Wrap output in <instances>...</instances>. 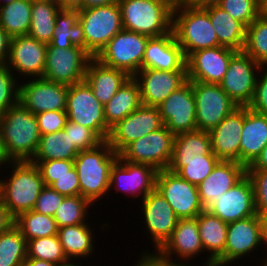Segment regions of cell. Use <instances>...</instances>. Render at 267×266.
<instances>
[{
	"mask_svg": "<svg viewBox=\"0 0 267 266\" xmlns=\"http://www.w3.org/2000/svg\"><path fill=\"white\" fill-rule=\"evenodd\" d=\"M47 46L29 35L12 37L6 65L18 79L43 77Z\"/></svg>",
	"mask_w": 267,
	"mask_h": 266,
	"instance_id": "20",
	"label": "cell"
},
{
	"mask_svg": "<svg viewBox=\"0 0 267 266\" xmlns=\"http://www.w3.org/2000/svg\"><path fill=\"white\" fill-rule=\"evenodd\" d=\"M149 36L128 30L117 33L95 57L101 64L125 71L133 77L142 69Z\"/></svg>",
	"mask_w": 267,
	"mask_h": 266,
	"instance_id": "7",
	"label": "cell"
},
{
	"mask_svg": "<svg viewBox=\"0 0 267 266\" xmlns=\"http://www.w3.org/2000/svg\"><path fill=\"white\" fill-rule=\"evenodd\" d=\"M197 130L211 131L239 106L219 84L192 81Z\"/></svg>",
	"mask_w": 267,
	"mask_h": 266,
	"instance_id": "11",
	"label": "cell"
},
{
	"mask_svg": "<svg viewBox=\"0 0 267 266\" xmlns=\"http://www.w3.org/2000/svg\"><path fill=\"white\" fill-rule=\"evenodd\" d=\"M261 67L249 55L238 51L219 85L239 107H247L253 99Z\"/></svg>",
	"mask_w": 267,
	"mask_h": 266,
	"instance_id": "13",
	"label": "cell"
},
{
	"mask_svg": "<svg viewBox=\"0 0 267 266\" xmlns=\"http://www.w3.org/2000/svg\"><path fill=\"white\" fill-rule=\"evenodd\" d=\"M123 29L158 37L172 31L171 0H118Z\"/></svg>",
	"mask_w": 267,
	"mask_h": 266,
	"instance_id": "4",
	"label": "cell"
},
{
	"mask_svg": "<svg viewBox=\"0 0 267 266\" xmlns=\"http://www.w3.org/2000/svg\"><path fill=\"white\" fill-rule=\"evenodd\" d=\"M142 105L139 83L130 77L104 105V119L111 129Z\"/></svg>",
	"mask_w": 267,
	"mask_h": 266,
	"instance_id": "31",
	"label": "cell"
},
{
	"mask_svg": "<svg viewBox=\"0 0 267 266\" xmlns=\"http://www.w3.org/2000/svg\"><path fill=\"white\" fill-rule=\"evenodd\" d=\"M89 224L83 223L58 228V237L68 260H76L77 258L83 260L95 252L93 249L96 238L94 229Z\"/></svg>",
	"mask_w": 267,
	"mask_h": 266,
	"instance_id": "33",
	"label": "cell"
},
{
	"mask_svg": "<svg viewBox=\"0 0 267 266\" xmlns=\"http://www.w3.org/2000/svg\"><path fill=\"white\" fill-rule=\"evenodd\" d=\"M9 161L7 160L4 147H3V142H2V137H1V132H0V165L4 166L8 163Z\"/></svg>",
	"mask_w": 267,
	"mask_h": 266,
	"instance_id": "63",
	"label": "cell"
},
{
	"mask_svg": "<svg viewBox=\"0 0 267 266\" xmlns=\"http://www.w3.org/2000/svg\"><path fill=\"white\" fill-rule=\"evenodd\" d=\"M141 202V218L154 245L156 253L171 236L179 218L167 200L156 189L146 195ZM147 228V229H146ZM152 237V238H151Z\"/></svg>",
	"mask_w": 267,
	"mask_h": 266,
	"instance_id": "19",
	"label": "cell"
},
{
	"mask_svg": "<svg viewBox=\"0 0 267 266\" xmlns=\"http://www.w3.org/2000/svg\"><path fill=\"white\" fill-rule=\"evenodd\" d=\"M157 172L149 165L131 163L118 157L110 171L109 192L114 188L117 193L121 191L129 198L142 200L155 189Z\"/></svg>",
	"mask_w": 267,
	"mask_h": 266,
	"instance_id": "18",
	"label": "cell"
},
{
	"mask_svg": "<svg viewBox=\"0 0 267 266\" xmlns=\"http://www.w3.org/2000/svg\"><path fill=\"white\" fill-rule=\"evenodd\" d=\"M14 225L29 241L36 238L58 235V226L53 216L34 210L26 211L14 218Z\"/></svg>",
	"mask_w": 267,
	"mask_h": 266,
	"instance_id": "40",
	"label": "cell"
},
{
	"mask_svg": "<svg viewBox=\"0 0 267 266\" xmlns=\"http://www.w3.org/2000/svg\"><path fill=\"white\" fill-rule=\"evenodd\" d=\"M259 225H260V235L261 242L264 248H267V212L258 214ZM265 245V246H264ZM267 250V249H266ZM262 261V266H267V255L264 257Z\"/></svg>",
	"mask_w": 267,
	"mask_h": 266,
	"instance_id": "57",
	"label": "cell"
},
{
	"mask_svg": "<svg viewBox=\"0 0 267 266\" xmlns=\"http://www.w3.org/2000/svg\"><path fill=\"white\" fill-rule=\"evenodd\" d=\"M174 4L180 3L182 0H171Z\"/></svg>",
	"mask_w": 267,
	"mask_h": 266,
	"instance_id": "68",
	"label": "cell"
},
{
	"mask_svg": "<svg viewBox=\"0 0 267 266\" xmlns=\"http://www.w3.org/2000/svg\"><path fill=\"white\" fill-rule=\"evenodd\" d=\"M115 2H118V0H84L83 5L79 9L106 6Z\"/></svg>",
	"mask_w": 267,
	"mask_h": 266,
	"instance_id": "60",
	"label": "cell"
},
{
	"mask_svg": "<svg viewBox=\"0 0 267 266\" xmlns=\"http://www.w3.org/2000/svg\"><path fill=\"white\" fill-rule=\"evenodd\" d=\"M118 157L119 154L107 141L91 150L79 151L74 159V167L82 197L94 204L97 200L108 196L110 171Z\"/></svg>",
	"mask_w": 267,
	"mask_h": 266,
	"instance_id": "3",
	"label": "cell"
},
{
	"mask_svg": "<svg viewBox=\"0 0 267 266\" xmlns=\"http://www.w3.org/2000/svg\"><path fill=\"white\" fill-rule=\"evenodd\" d=\"M262 247L258 214L228 224L224 266L249 256ZM236 260V261H235Z\"/></svg>",
	"mask_w": 267,
	"mask_h": 266,
	"instance_id": "24",
	"label": "cell"
},
{
	"mask_svg": "<svg viewBox=\"0 0 267 266\" xmlns=\"http://www.w3.org/2000/svg\"><path fill=\"white\" fill-rule=\"evenodd\" d=\"M23 266H57L52 262L39 260L35 258H27Z\"/></svg>",
	"mask_w": 267,
	"mask_h": 266,
	"instance_id": "62",
	"label": "cell"
},
{
	"mask_svg": "<svg viewBox=\"0 0 267 266\" xmlns=\"http://www.w3.org/2000/svg\"><path fill=\"white\" fill-rule=\"evenodd\" d=\"M27 258L49 261L57 266L68 261L58 235L27 241Z\"/></svg>",
	"mask_w": 267,
	"mask_h": 266,
	"instance_id": "44",
	"label": "cell"
},
{
	"mask_svg": "<svg viewBox=\"0 0 267 266\" xmlns=\"http://www.w3.org/2000/svg\"><path fill=\"white\" fill-rule=\"evenodd\" d=\"M39 131L41 135H46L63 130L68 122L65 111H45L36 114Z\"/></svg>",
	"mask_w": 267,
	"mask_h": 266,
	"instance_id": "50",
	"label": "cell"
},
{
	"mask_svg": "<svg viewBox=\"0 0 267 266\" xmlns=\"http://www.w3.org/2000/svg\"><path fill=\"white\" fill-rule=\"evenodd\" d=\"M0 132L9 162L32 160L41 136L35 114L17 102L0 115Z\"/></svg>",
	"mask_w": 267,
	"mask_h": 266,
	"instance_id": "1",
	"label": "cell"
},
{
	"mask_svg": "<svg viewBox=\"0 0 267 266\" xmlns=\"http://www.w3.org/2000/svg\"><path fill=\"white\" fill-rule=\"evenodd\" d=\"M240 142V163L251 165L267 145V115L245 107V117Z\"/></svg>",
	"mask_w": 267,
	"mask_h": 266,
	"instance_id": "29",
	"label": "cell"
},
{
	"mask_svg": "<svg viewBox=\"0 0 267 266\" xmlns=\"http://www.w3.org/2000/svg\"><path fill=\"white\" fill-rule=\"evenodd\" d=\"M244 53L267 66V17L261 13L246 29Z\"/></svg>",
	"mask_w": 267,
	"mask_h": 266,
	"instance_id": "42",
	"label": "cell"
},
{
	"mask_svg": "<svg viewBox=\"0 0 267 266\" xmlns=\"http://www.w3.org/2000/svg\"><path fill=\"white\" fill-rule=\"evenodd\" d=\"M64 198V195L59 194L50 186H45L42 189L33 210L44 215L54 216L55 211Z\"/></svg>",
	"mask_w": 267,
	"mask_h": 266,
	"instance_id": "51",
	"label": "cell"
},
{
	"mask_svg": "<svg viewBox=\"0 0 267 266\" xmlns=\"http://www.w3.org/2000/svg\"><path fill=\"white\" fill-rule=\"evenodd\" d=\"M244 117L245 107H238L209 131L212 152L221 161L240 163V142Z\"/></svg>",
	"mask_w": 267,
	"mask_h": 266,
	"instance_id": "25",
	"label": "cell"
},
{
	"mask_svg": "<svg viewBox=\"0 0 267 266\" xmlns=\"http://www.w3.org/2000/svg\"><path fill=\"white\" fill-rule=\"evenodd\" d=\"M247 173V167L235 161H220L211 174L198 186L199 198L207 209L217 198L223 196Z\"/></svg>",
	"mask_w": 267,
	"mask_h": 266,
	"instance_id": "27",
	"label": "cell"
},
{
	"mask_svg": "<svg viewBox=\"0 0 267 266\" xmlns=\"http://www.w3.org/2000/svg\"><path fill=\"white\" fill-rule=\"evenodd\" d=\"M31 10L32 0H18L0 6V26L11 38L28 35Z\"/></svg>",
	"mask_w": 267,
	"mask_h": 266,
	"instance_id": "37",
	"label": "cell"
},
{
	"mask_svg": "<svg viewBox=\"0 0 267 266\" xmlns=\"http://www.w3.org/2000/svg\"><path fill=\"white\" fill-rule=\"evenodd\" d=\"M15 1H18V0H0V6L9 4L11 2H15Z\"/></svg>",
	"mask_w": 267,
	"mask_h": 266,
	"instance_id": "65",
	"label": "cell"
},
{
	"mask_svg": "<svg viewBox=\"0 0 267 266\" xmlns=\"http://www.w3.org/2000/svg\"><path fill=\"white\" fill-rule=\"evenodd\" d=\"M140 256L139 260L133 266H171L163 261L156 253H151L149 250H143Z\"/></svg>",
	"mask_w": 267,
	"mask_h": 266,
	"instance_id": "54",
	"label": "cell"
},
{
	"mask_svg": "<svg viewBox=\"0 0 267 266\" xmlns=\"http://www.w3.org/2000/svg\"><path fill=\"white\" fill-rule=\"evenodd\" d=\"M203 9L209 14L219 44L236 51H242L245 44L247 27L231 17L218 5L208 6Z\"/></svg>",
	"mask_w": 267,
	"mask_h": 266,
	"instance_id": "32",
	"label": "cell"
},
{
	"mask_svg": "<svg viewBox=\"0 0 267 266\" xmlns=\"http://www.w3.org/2000/svg\"><path fill=\"white\" fill-rule=\"evenodd\" d=\"M6 64H0V115L19 102V81Z\"/></svg>",
	"mask_w": 267,
	"mask_h": 266,
	"instance_id": "46",
	"label": "cell"
},
{
	"mask_svg": "<svg viewBox=\"0 0 267 266\" xmlns=\"http://www.w3.org/2000/svg\"><path fill=\"white\" fill-rule=\"evenodd\" d=\"M79 19V9H61L56 16L51 45L59 48L78 46L85 49V35Z\"/></svg>",
	"mask_w": 267,
	"mask_h": 266,
	"instance_id": "34",
	"label": "cell"
},
{
	"mask_svg": "<svg viewBox=\"0 0 267 266\" xmlns=\"http://www.w3.org/2000/svg\"><path fill=\"white\" fill-rule=\"evenodd\" d=\"M206 210L227 224L256 215L253 186L246 174Z\"/></svg>",
	"mask_w": 267,
	"mask_h": 266,
	"instance_id": "22",
	"label": "cell"
},
{
	"mask_svg": "<svg viewBox=\"0 0 267 266\" xmlns=\"http://www.w3.org/2000/svg\"><path fill=\"white\" fill-rule=\"evenodd\" d=\"M79 151L64 130L41 135L37 150L30 162L47 160H74Z\"/></svg>",
	"mask_w": 267,
	"mask_h": 266,
	"instance_id": "36",
	"label": "cell"
},
{
	"mask_svg": "<svg viewBox=\"0 0 267 266\" xmlns=\"http://www.w3.org/2000/svg\"><path fill=\"white\" fill-rule=\"evenodd\" d=\"M237 52L225 46H216L191 53L186 58L188 80L220 84L231 58Z\"/></svg>",
	"mask_w": 267,
	"mask_h": 266,
	"instance_id": "21",
	"label": "cell"
},
{
	"mask_svg": "<svg viewBox=\"0 0 267 266\" xmlns=\"http://www.w3.org/2000/svg\"><path fill=\"white\" fill-rule=\"evenodd\" d=\"M157 107L163 124L172 134L197 130L192 81L187 80Z\"/></svg>",
	"mask_w": 267,
	"mask_h": 266,
	"instance_id": "17",
	"label": "cell"
},
{
	"mask_svg": "<svg viewBox=\"0 0 267 266\" xmlns=\"http://www.w3.org/2000/svg\"><path fill=\"white\" fill-rule=\"evenodd\" d=\"M27 259V240L13 224L0 233V266H23Z\"/></svg>",
	"mask_w": 267,
	"mask_h": 266,
	"instance_id": "41",
	"label": "cell"
},
{
	"mask_svg": "<svg viewBox=\"0 0 267 266\" xmlns=\"http://www.w3.org/2000/svg\"><path fill=\"white\" fill-rule=\"evenodd\" d=\"M247 169H263L267 171V145L263 148L258 158Z\"/></svg>",
	"mask_w": 267,
	"mask_h": 266,
	"instance_id": "59",
	"label": "cell"
},
{
	"mask_svg": "<svg viewBox=\"0 0 267 266\" xmlns=\"http://www.w3.org/2000/svg\"><path fill=\"white\" fill-rule=\"evenodd\" d=\"M93 204L81 195L68 196L63 199L54 214L58 228L69 225L89 223L88 212Z\"/></svg>",
	"mask_w": 267,
	"mask_h": 266,
	"instance_id": "43",
	"label": "cell"
},
{
	"mask_svg": "<svg viewBox=\"0 0 267 266\" xmlns=\"http://www.w3.org/2000/svg\"><path fill=\"white\" fill-rule=\"evenodd\" d=\"M65 112L69 121L92 129L103 141H107L111 129L104 119V105L85 80L68 86Z\"/></svg>",
	"mask_w": 267,
	"mask_h": 266,
	"instance_id": "8",
	"label": "cell"
},
{
	"mask_svg": "<svg viewBox=\"0 0 267 266\" xmlns=\"http://www.w3.org/2000/svg\"><path fill=\"white\" fill-rule=\"evenodd\" d=\"M163 125L158 107L142 104L111 128L107 142L119 154L131 142Z\"/></svg>",
	"mask_w": 267,
	"mask_h": 266,
	"instance_id": "15",
	"label": "cell"
},
{
	"mask_svg": "<svg viewBox=\"0 0 267 266\" xmlns=\"http://www.w3.org/2000/svg\"><path fill=\"white\" fill-rule=\"evenodd\" d=\"M155 189L167 200L179 219L196 218L205 210L198 187L168 169L157 172Z\"/></svg>",
	"mask_w": 267,
	"mask_h": 266,
	"instance_id": "12",
	"label": "cell"
},
{
	"mask_svg": "<svg viewBox=\"0 0 267 266\" xmlns=\"http://www.w3.org/2000/svg\"><path fill=\"white\" fill-rule=\"evenodd\" d=\"M218 6L246 27L262 13L259 0H221Z\"/></svg>",
	"mask_w": 267,
	"mask_h": 266,
	"instance_id": "45",
	"label": "cell"
},
{
	"mask_svg": "<svg viewBox=\"0 0 267 266\" xmlns=\"http://www.w3.org/2000/svg\"><path fill=\"white\" fill-rule=\"evenodd\" d=\"M172 30L185 58L193 52L221 46L209 14L203 8L176 3L173 8Z\"/></svg>",
	"mask_w": 267,
	"mask_h": 266,
	"instance_id": "5",
	"label": "cell"
},
{
	"mask_svg": "<svg viewBox=\"0 0 267 266\" xmlns=\"http://www.w3.org/2000/svg\"><path fill=\"white\" fill-rule=\"evenodd\" d=\"M19 102L33 114L45 111H65L68 85L49 81L43 77L20 81Z\"/></svg>",
	"mask_w": 267,
	"mask_h": 266,
	"instance_id": "16",
	"label": "cell"
},
{
	"mask_svg": "<svg viewBox=\"0 0 267 266\" xmlns=\"http://www.w3.org/2000/svg\"><path fill=\"white\" fill-rule=\"evenodd\" d=\"M50 187L65 197L80 195L79 179L75 167L67 174L57 177Z\"/></svg>",
	"mask_w": 267,
	"mask_h": 266,
	"instance_id": "53",
	"label": "cell"
},
{
	"mask_svg": "<svg viewBox=\"0 0 267 266\" xmlns=\"http://www.w3.org/2000/svg\"><path fill=\"white\" fill-rule=\"evenodd\" d=\"M93 57L83 48H59L48 44L43 78L73 85L84 81L87 65Z\"/></svg>",
	"mask_w": 267,
	"mask_h": 266,
	"instance_id": "10",
	"label": "cell"
},
{
	"mask_svg": "<svg viewBox=\"0 0 267 266\" xmlns=\"http://www.w3.org/2000/svg\"><path fill=\"white\" fill-rule=\"evenodd\" d=\"M11 37L0 26V64H6L9 57Z\"/></svg>",
	"mask_w": 267,
	"mask_h": 266,
	"instance_id": "55",
	"label": "cell"
},
{
	"mask_svg": "<svg viewBox=\"0 0 267 266\" xmlns=\"http://www.w3.org/2000/svg\"><path fill=\"white\" fill-rule=\"evenodd\" d=\"M142 69L187 70L186 58L173 30L165 35L149 38L142 60Z\"/></svg>",
	"mask_w": 267,
	"mask_h": 266,
	"instance_id": "26",
	"label": "cell"
},
{
	"mask_svg": "<svg viewBox=\"0 0 267 266\" xmlns=\"http://www.w3.org/2000/svg\"><path fill=\"white\" fill-rule=\"evenodd\" d=\"M133 78L139 83L141 102L157 107L187 80V70L141 69Z\"/></svg>",
	"mask_w": 267,
	"mask_h": 266,
	"instance_id": "23",
	"label": "cell"
},
{
	"mask_svg": "<svg viewBox=\"0 0 267 266\" xmlns=\"http://www.w3.org/2000/svg\"><path fill=\"white\" fill-rule=\"evenodd\" d=\"M5 166L7 170L11 166L12 171L7 180L0 178V199L9 214L16 218L33 210L45 184L38 166L30 161L8 162Z\"/></svg>",
	"mask_w": 267,
	"mask_h": 266,
	"instance_id": "2",
	"label": "cell"
},
{
	"mask_svg": "<svg viewBox=\"0 0 267 266\" xmlns=\"http://www.w3.org/2000/svg\"><path fill=\"white\" fill-rule=\"evenodd\" d=\"M61 10L57 1L32 0L31 22L28 35L39 42L50 44L57 13Z\"/></svg>",
	"mask_w": 267,
	"mask_h": 266,
	"instance_id": "35",
	"label": "cell"
},
{
	"mask_svg": "<svg viewBox=\"0 0 267 266\" xmlns=\"http://www.w3.org/2000/svg\"><path fill=\"white\" fill-rule=\"evenodd\" d=\"M63 130L78 151L91 150L104 142L92 129L69 120Z\"/></svg>",
	"mask_w": 267,
	"mask_h": 266,
	"instance_id": "47",
	"label": "cell"
},
{
	"mask_svg": "<svg viewBox=\"0 0 267 266\" xmlns=\"http://www.w3.org/2000/svg\"><path fill=\"white\" fill-rule=\"evenodd\" d=\"M129 78L125 71L105 66L92 58L87 65L84 80L100 103L105 105Z\"/></svg>",
	"mask_w": 267,
	"mask_h": 266,
	"instance_id": "30",
	"label": "cell"
},
{
	"mask_svg": "<svg viewBox=\"0 0 267 266\" xmlns=\"http://www.w3.org/2000/svg\"><path fill=\"white\" fill-rule=\"evenodd\" d=\"M221 0H182L180 4L193 8H205L212 5H218Z\"/></svg>",
	"mask_w": 267,
	"mask_h": 266,
	"instance_id": "58",
	"label": "cell"
},
{
	"mask_svg": "<svg viewBox=\"0 0 267 266\" xmlns=\"http://www.w3.org/2000/svg\"><path fill=\"white\" fill-rule=\"evenodd\" d=\"M253 112L267 115V66H262L251 103L247 106Z\"/></svg>",
	"mask_w": 267,
	"mask_h": 266,
	"instance_id": "52",
	"label": "cell"
},
{
	"mask_svg": "<svg viewBox=\"0 0 267 266\" xmlns=\"http://www.w3.org/2000/svg\"><path fill=\"white\" fill-rule=\"evenodd\" d=\"M61 9H79L84 0H57Z\"/></svg>",
	"mask_w": 267,
	"mask_h": 266,
	"instance_id": "61",
	"label": "cell"
},
{
	"mask_svg": "<svg viewBox=\"0 0 267 266\" xmlns=\"http://www.w3.org/2000/svg\"><path fill=\"white\" fill-rule=\"evenodd\" d=\"M14 224V218L0 199V233L7 231Z\"/></svg>",
	"mask_w": 267,
	"mask_h": 266,
	"instance_id": "56",
	"label": "cell"
},
{
	"mask_svg": "<svg viewBox=\"0 0 267 266\" xmlns=\"http://www.w3.org/2000/svg\"><path fill=\"white\" fill-rule=\"evenodd\" d=\"M73 260H68L67 262H65V263H63V264H61L60 266H82L79 262L80 261H78V262H76L77 260H74L73 262H72ZM75 262V263H74Z\"/></svg>",
	"mask_w": 267,
	"mask_h": 266,
	"instance_id": "64",
	"label": "cell"
},
{
	"mask_svg": "<svg viewBox=\"0 0 267 266\" xmlns=\"http://www.w3.org/2000/svg\"><path fill=\"white\" fill-rule=\"evenodd\" d=\"M259 3L263 7L267 3V0H259Z\"/></svg>",
	"mask_w": 267,
	"mask_h": 266,
	"instance_id": "67",
	"label": "cell"
},
{
	"mask_svg": "<svg viewBox=\"0 0 267 266\" xmlns=\"http://www.w3.org/2000/svg\"><path fill=\"white\" fill-rule=\"evenodd\" d=\"M197 225L204 252L209 253L202 266H224L228 224L205 209L197 216Z\"/></svg>",
	"mask_w": 267,
	"mask_h": 266,
	"instance_id": "28",
	"label": "cell"
},
{
	"mask_svg": "<svg viewBox=\"0 0 267 266\" xmlns=\"http://www.w3.org/2000/svg\"><path fill=\"white\" fill-rule=\"evenodd\" d=\"M200 253L204 255L205 252L199 235L197 217L179 219L169 239L156 252L171 266H193L188 261L197 258ZM174 254L176 257L173 258Z\"/></svg>",
	"mask_w": 267,
	"mask_h": 266,
	"instance_id": "14",
	"label": "cell"
},
{
	"mask_svg": "<svg viewBox=\"0 0 267 266\" xmlns=\"http://www.w3.org/2000/svg\"><path fill=\"white\" fill-rule=\"evenodd\" d=\"M38 166L45 186H50L57 177L67 174L74 167V160L38 161Z\"/></svg>",
	"mask_w": 267,
	"mask_h": 266,
	"instance_id": "49",
	"label": "cell"
},
{
	"mask_svg": "<svg viewBox=\"0 0 267 266\" xmlns=\"http://www.w3.org/2000/svg\"><path fill=\"white\" fill-rule=\"evenodd\" d=\"M253 186L256 214L267 212V171L263 169H247Z\"/></svg>",
	"mask_w": 267,
	"mask_h": 266,
	"instance_id": "48",
	"label": "cell"
},
{
	"mask_svg": "<svg viewBox=\"0 0 267 266\" xmlns=\"http://www.w3.org/2000/svg\"><path fill=\"white\" fill-rule=\"evenodd\" d=\"M211 137L208 131L194 130L175 135L171 160H183L208 155Z\"/></svg>",
	"mask_w": 267,
	"mask_h": 266,
	"instance_id": "39",
	"label": "cell"
},
{
	"mask_svg": "<svg viewBox=\"0 0 267 266\" xmlns=\"http://www.w3.org/2000/svg\"><path fill=\"white\" fill-rule=\"evenodd\" d=\"M262 13L267 17V3L262 7Z\"/></svg>",
	"mask_w": 267,
	"mask_h": 266,
	"instance_id": "66",
	"label": "cell"
},
{
	"mask_svg": "<svg viewBox=\"0 0 267 266\" xmlns=\"http://www.w3.org/2000/svg\"><path fill=\"white\" fill-rule=\"evenodd\" d=\"M175 135L163 125L138 140L128 144L119 157L131 163L145 164L157 171L167 169L173 151Z\"/></svg>",
	"mask_w": 267,
	"mask_h": 266,
	"instance_id": "9",
	"label": "cell"
},
{
	"mask_svg": "<svg viewBox=\"0 0 267 266\" xmlns=\"http://www.w3.org/2000/svg\"><path fill=\"white\" fill-rule=\"evenodd\" d=\"M84 35L85 50L95 58L106 44L123 30L118 2L106 6L79 9V19Z\"/></svg>",
	"mask_w": 267,
	"mask_h": 266,
	"instance_id": "6",
	"label": "cell"
},
{
	"mask_svg": "<svg viewBox=\"0 0 267 266\" xmlns=\"http://www.w3.org/2000/svg\"><path fill=\"white\" fill-rule=\"evenodd\" d=\"M220 161L211 151L208 155H201L197 158L171 160L167 169L198 187Z\"/></svg>",
	"mask_w": 267,
	"mask_h": 266,
	"instance_id": "38",
	"label": "cell"
}]
</instances>
